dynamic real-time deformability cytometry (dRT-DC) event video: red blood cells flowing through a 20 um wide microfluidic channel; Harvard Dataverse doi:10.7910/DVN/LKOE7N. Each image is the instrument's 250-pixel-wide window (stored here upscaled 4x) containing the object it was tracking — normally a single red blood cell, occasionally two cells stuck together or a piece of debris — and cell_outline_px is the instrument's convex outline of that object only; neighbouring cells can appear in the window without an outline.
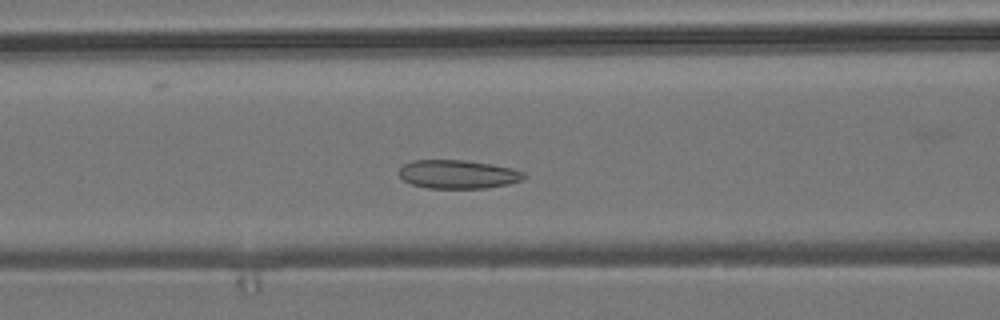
{"species": "common noctule bat (a hibernating species)", "species_latin": "Nyctalus noctula", "temperature_condition": "room temperature", "stored_images_in_passage": 29, "camera_frame_rate_fps": 3000, "um_per_image_px": 0.085, "animal": {"sex": "male", "body_mass_g": 19.2, "forearm_length_mm": 51.8}, "frame": {"image": 1, "passage_image": 5, "time_ms": 1.333, "image_size_px": [1000, 320], "cell_outline_px": [[524, 180], [508, 184], [488, 188], [428, 188], [412, 184], [404, 180], [400, 176], [400, 168], [404, 164], [412, 160], [464, 160], [492, 164], [512, 168], [524, 172]], "centroid_in_image_um": [38.95, 14.81], "position_along_channel_um": 127.7, "area_um2": 20.81}}
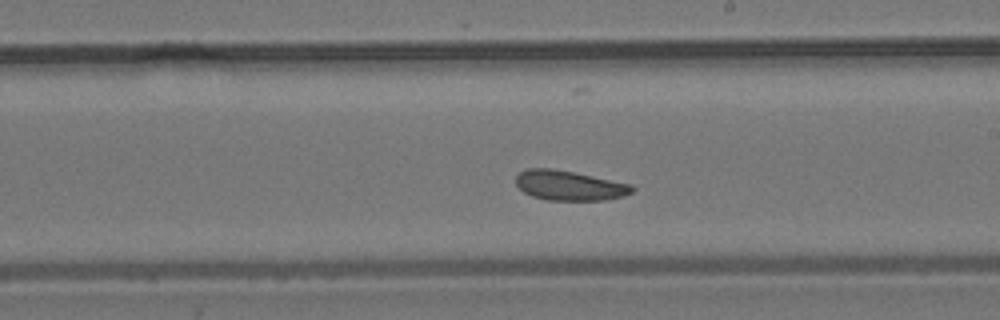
{"frame": {"image": 2, "passage_image": 14, "time_ms": 4.333, "image_size_px": [1000, 320], "cell_outline_px": [[636, 188], [632, 192], [624, 196], [604, 200], [548, 200], [532, 196], [524, 192], [516, 184], [516, 176], [520, 172], [528, 168], [552, 168], [632, 184]], "centroid_in_image_um": [48.4, 15.77], "position_along_channel_um": 240.6, "area_um2": 20.11}}
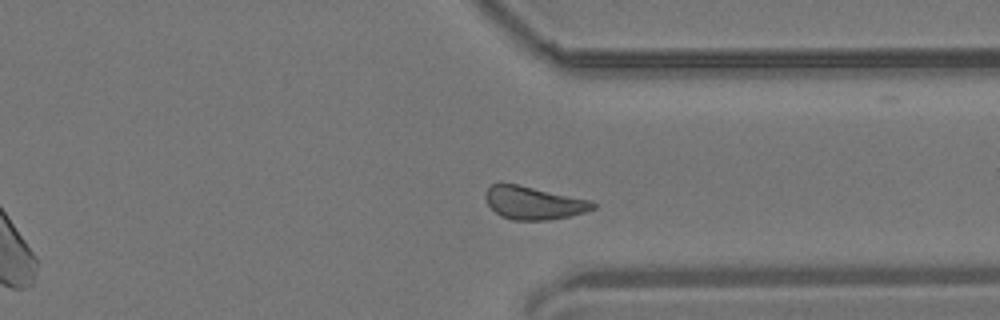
{"frame": {"image": 3, "passage_image": 24, "time_ms": 7.667, "image_size_px": [1000, 320], "cell_outline_px": [[596, 208], [584, 212], [568, 216], [544, 220], [512, 220], [500, 216], [488, 204], [484, 196], [484, 192], [492, 184], [500, 180], [592, 200], [596, 204]], "centroid_in_image_um": [45.32, 17.21], "position_along_channel_um": 366.1, "area_um2": 20.98}}